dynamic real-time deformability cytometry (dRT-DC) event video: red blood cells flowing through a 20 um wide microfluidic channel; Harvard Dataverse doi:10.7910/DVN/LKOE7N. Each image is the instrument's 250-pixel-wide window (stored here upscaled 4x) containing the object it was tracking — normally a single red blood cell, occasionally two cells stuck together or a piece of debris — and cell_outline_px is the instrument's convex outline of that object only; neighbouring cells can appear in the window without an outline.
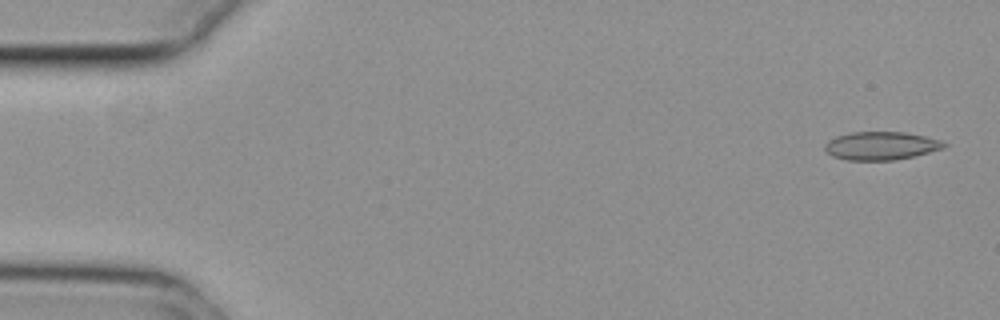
{"species": "common noctule bat (a hibernating species)", "species_latin": "Nyctalus noctula", "temperature_condition": "cold", "stored_images_in_passage": 14, "camera_frame_rate_fps": 3000, "um_per_image_px": 0.085, "animal": {"sex": "female", "body_mass_g": 29.2, "forearm_length_mm": 56.3}, "frame": {"image": 1, "passage_image": 1, "time_ms": 0.0, "image_size_px": [1000, 320], "cell_outline_px": [[948, 144], [944, 148], [912, 156], [892, 160], [848, 160], [832, 156], [824, 148], [824, 144], [828, 140], [836, 136], [852, 132], [904, 132], [924, 136], [940, 140]], "centroid_in_image_um": [74.86, 12.38], "position_along_channel_um": 10.1, "area_um2": 19.42}}
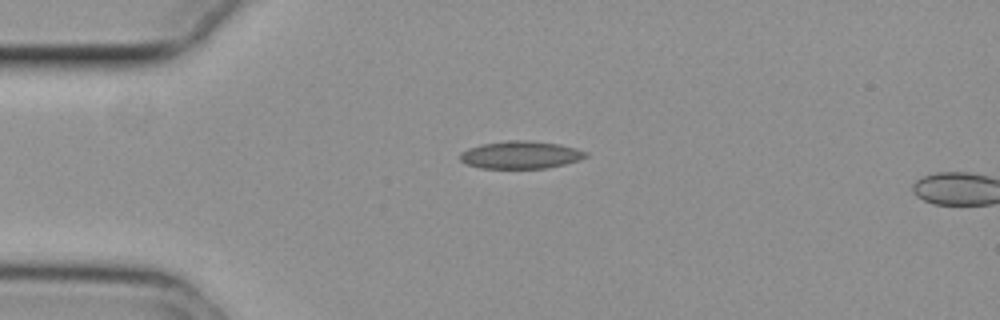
{"frame": {"image": 2, "passage_image": 12, "time_ms": 3.667, "image_size_px": [1000, 320], "cell_outline_px": [[588, 156], [580, 160], [548, 168], [480, 168], [464, 164], [460, 160], [460, 152], [468, 148], [480, 144], [504, 140], [532, 140], [560, 144], [576, 148], [588, 152]], "centroid_in_image_um": [44.24, 13.15], "position_along_channel_um": 40.8, "area_um2": 20.58}}